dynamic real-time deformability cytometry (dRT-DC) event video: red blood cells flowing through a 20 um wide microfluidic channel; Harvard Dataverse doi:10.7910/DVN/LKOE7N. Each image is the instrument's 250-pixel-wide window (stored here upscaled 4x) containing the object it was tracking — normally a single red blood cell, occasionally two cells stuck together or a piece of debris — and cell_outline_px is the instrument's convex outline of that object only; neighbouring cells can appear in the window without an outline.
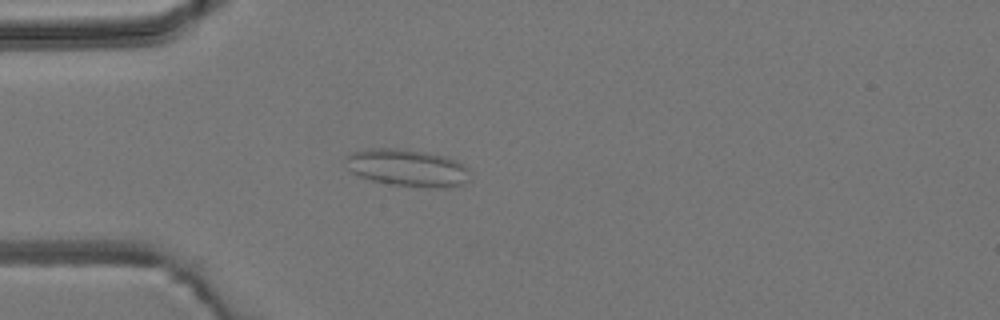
{"species": "common noctule bat (a hibernating species)", "species_latin": "Nyctalus noctula", "temperature_condition": "room temperature", "stored_images_in_passage": 3, "camera_frame_rate_fps": 3000, "um_per_image_px": 0.085, "animal": {"sex": "male", "body_mass_g": 19.2, "forearm_length_mm": 51.8}, "frame": {"image": 1, "passage_image": 3, "time_ms": 4.0, "image_size_px": [1000, 320], "cell_outline_px": [[468, 180], [460, 184], [428, 188], [420, 188], [392, 184], [372, 180], [360, 176], [352, 172], [348, 168], [344, 156], [352, 152], [372, 148], [388, 148], [424, 152], [448, 156], [464, 164], [468, 168]], "centroid_in_image_um": [34.6, 14.26], "position_along_channel_um": 50.4, "area_um2": 26.7}}